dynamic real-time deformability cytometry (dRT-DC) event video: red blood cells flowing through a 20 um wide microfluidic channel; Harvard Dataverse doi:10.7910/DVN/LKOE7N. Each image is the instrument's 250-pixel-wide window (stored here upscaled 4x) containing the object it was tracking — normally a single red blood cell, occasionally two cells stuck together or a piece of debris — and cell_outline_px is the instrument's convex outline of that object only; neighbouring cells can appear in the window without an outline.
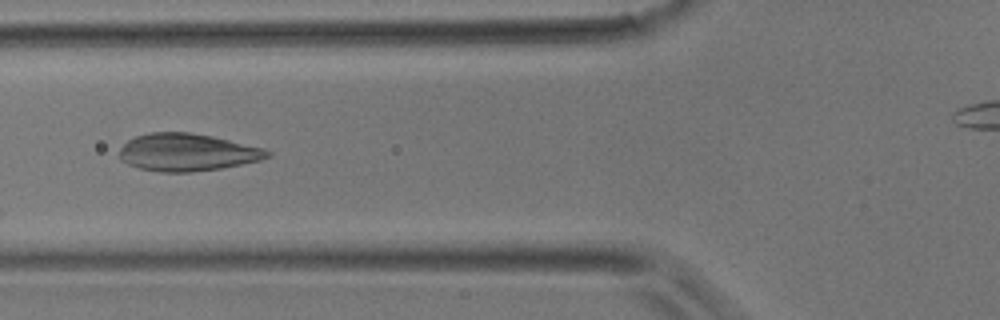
{"species": "common noctule bat (a hibernating species)", "species_latin": "Nyctalus noctula", "temperature_condition": "room temperature", "stored_images_in_passage": 5, "camera_frame_rate_fps": 3000, "um_per_image_px": 0.085, "animal": {"sex": "male", "body_mass_g": 17.9}, "frame": {"image": 1, "passage_image": 4, "time_ms": 1.0, "image_size_px": [1000, 320], "cell_outline_px": [[272, 156], [260, 160], [220, 168], [192, 172], [160, 172], [140, 168], [128, 164], [120, 160], [120, 148], [128, 140], [136, 136], [152, 132], [188, 132], [212, 136], [264, 148], [272, 152]], "centroid_in_image_um": [15.92, 12.94], "position_along_channel_um": 109.9, "area_um2": 32.19}}
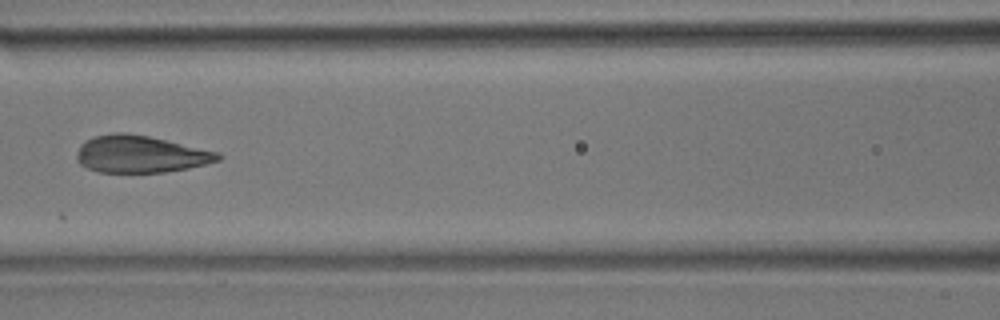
{"frame": {"image": 2, "passage_image": 5, "time_ms": 1.333, "image_size_px": [1000, 320], "cell_outline_px": [[224, 156], [220, 160], [188, 168], [164, 172], [100, 172], [88, 168], [80, 164], [76, 160], [76, 152], [80, 144], [84, 140], [92, 136], [112, 132], [128, 132], [148, 136], [220, 152]], "centroid_in_image_um": [11.9, 13.09], "position_along_channel_um": 154.7, "area_um2": 30.81}}